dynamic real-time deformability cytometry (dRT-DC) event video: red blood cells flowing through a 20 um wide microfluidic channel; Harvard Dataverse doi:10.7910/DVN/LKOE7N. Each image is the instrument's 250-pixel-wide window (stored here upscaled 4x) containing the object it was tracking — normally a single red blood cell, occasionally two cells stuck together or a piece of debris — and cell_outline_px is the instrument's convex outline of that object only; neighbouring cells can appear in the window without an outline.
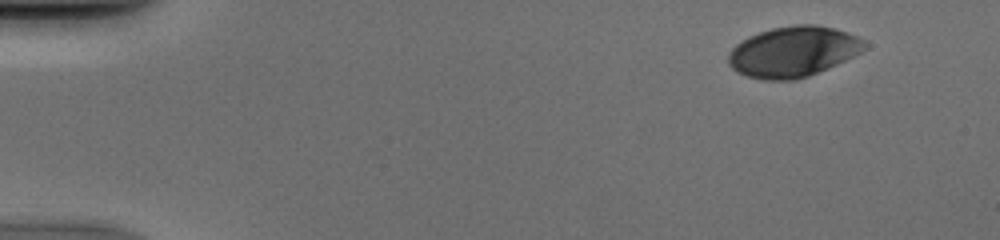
{"species": "human", "species_latin": "Homo sapiens", "temperature_condition": "cold", "stored_images_in_passage": 48, "camera_frame_rate_fps": 3000, "um_per_image_px": 0.085, "donor": {"sex": "male"}, "frame": {"image": 1, "passage_image": 1, "time_ms": 0.0, "image_size_px": [1000, 240], "cell_outline_px": [[868, 48], [828, 68], [808, 76], [792, 80], [764, 80], [748, 76], [736, 72], [728, 64], [728, 52], [736, 44], [748, 36], [772, 28], [796, 24], [816, 24], [832, 28], [856, 36], [864, 40], [868, 44]], "centroid_in_image_um": [67.4, 4.39], "position_along_channel_um": 17.6, "area_um2": 40.0}}
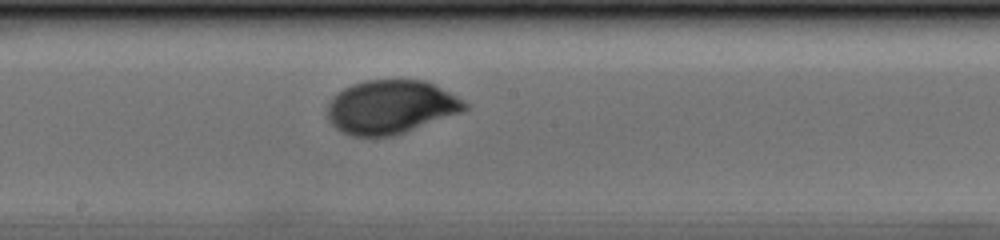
{"frame": {"image": 2, "passage_image": 25, "time_ms": 8.0, "image_size_px": [1000, 240], "cell_outline_px": [[468, 108], [464, 112], [392, 136], [352, 136], [340, 132], [328, 120], [328, 104], [332, 96], [336, 92], [352, 84], [364, 80], [424, 80], [464, 100], [468, 104]], "centroid_in_image_um": [33.2, 9.1], "position_along_channel_um": 215.0, "area_um2": 43.0}}
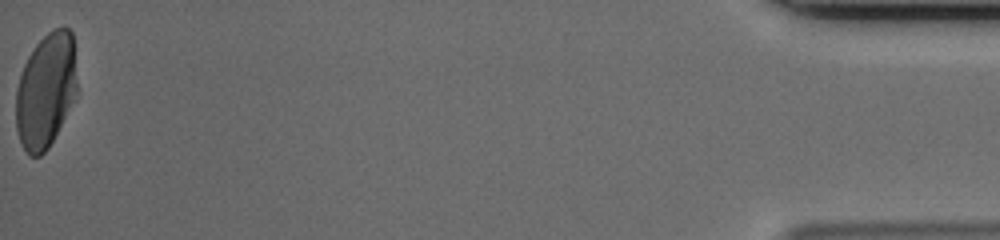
{"frame": {"image": 3, "passage_image": 48, "time_ms": 15.667, "image_size_px": [1000, 240], "cell_outline_px": [[76, 92], [48, 148], [40, 156], [28, 156], [20, 144], [16, 128], [16, 88], [24, 64], [28, 56], [36, 44], [48, 32], [56, 28], [68, 28], [72, 32], [76, 84]], "centroid_in_image_um": [3.85, 7.71], "position_along_channel_um": 431.4, "area_um2": 40.17}}